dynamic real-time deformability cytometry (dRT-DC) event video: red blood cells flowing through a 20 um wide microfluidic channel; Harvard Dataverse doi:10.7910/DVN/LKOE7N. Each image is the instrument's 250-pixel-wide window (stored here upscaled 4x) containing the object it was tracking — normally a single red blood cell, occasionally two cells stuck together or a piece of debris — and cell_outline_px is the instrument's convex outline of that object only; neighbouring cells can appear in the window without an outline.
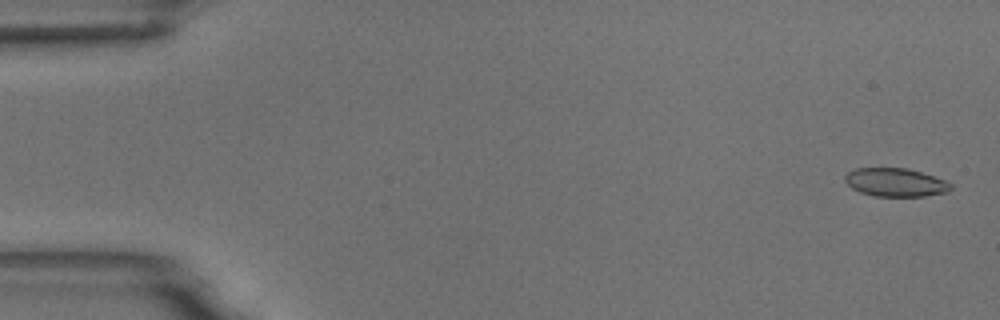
{"species": "common noctule bat (a hibernating species)", "species_latin": "Nyctalus noctula", "temperature_condition": "room temperature", "stored_images_in_passage": 8, "camera_frame_rate_fps": 3000, "um_per_image_px": 0.085, "animal": {"sex": "male", "body_mass_g": 18.8}, "frame": {"image": 1, "passage_image": 1, "time_ms": 0.0, "image_size_px": [1000, 320], "cell_outline_px": [[952, 188], [948, 192], [924, 196], [876, 196], [860, 192], [852, 188], [844, 180], [844, 176], [848, 172], [856, 168], [908, 168], [944, 180], [952, 184]], "centroid_in_image_um": [76.11, 15.5], "position_along_channel_um": 8.9, "area_um2": 17.4}}
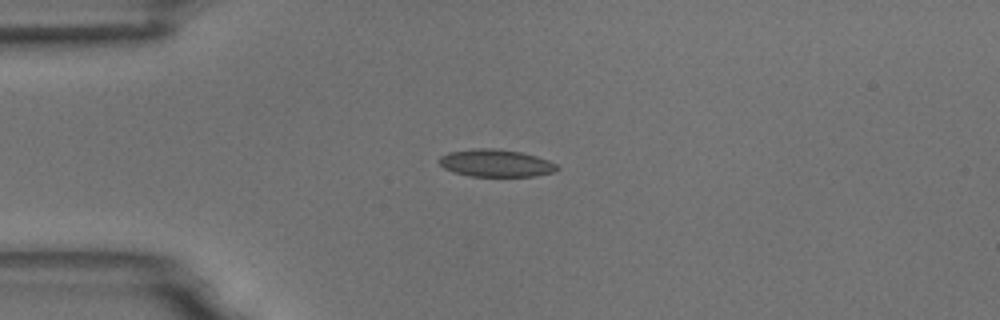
{"frame": {"image": 2, "passage_image": 4, "time_ms": 4.0, "image_size_px": [1000, 320], "cell_outline_px": [[560, 168], [552, 172], [536, 176], [468, 176], [452, 172], [444, 168], [440, 164], [440, 156], [448, 152], [472, 148], [492, 148], [520, 152], [536, 156], [548, 160], [556, 164]], "centroid_in_image_um": [42.12, 13.86], "position_along_channel_um": 42.9, "area_um2": 18.84}}